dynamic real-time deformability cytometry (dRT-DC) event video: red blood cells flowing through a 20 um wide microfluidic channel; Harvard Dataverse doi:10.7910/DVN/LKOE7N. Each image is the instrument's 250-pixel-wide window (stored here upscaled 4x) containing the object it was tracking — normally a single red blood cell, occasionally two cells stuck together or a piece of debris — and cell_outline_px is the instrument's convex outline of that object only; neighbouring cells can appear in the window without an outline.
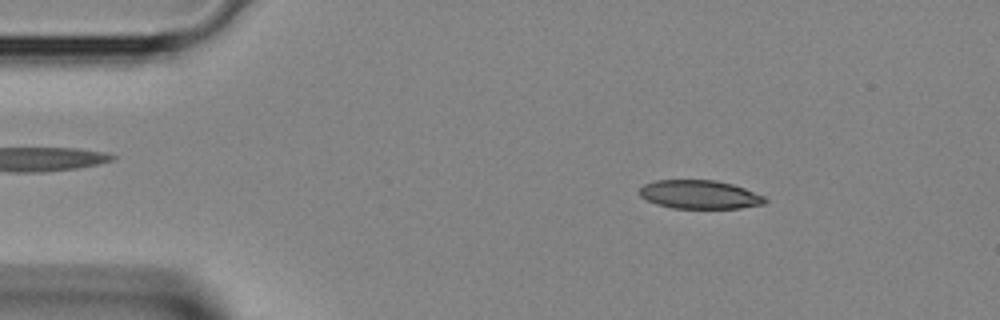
{"species": "Egyptian fruit bat (a non-hibernating species)", "species_latin": "Rousettus aegyptiacus", "temperature_condition": "room temperature", "stored_images_in_passage": 3, "camera_frame_rate_fps": 3000, "um_per_image_px": 0.085, "animal": {"sex": "female"}, "frame": {"image": 1, "passage_image": 2, "time_ms": 0.333, "image_size_px": [1000, 320], "cell_outline_px": [[768, 200], [764, 204], [740, 208], [672, 208], [656, 204], [640, 196], [640, 188], [644, 184], [656, 180], [716, 180], [732, 184], [744, 188], [764, 196]], "centroid_in_image_um": [59.47, 16.53], "position_along_channel_um": 25.5, "area_um2": 20.87}}
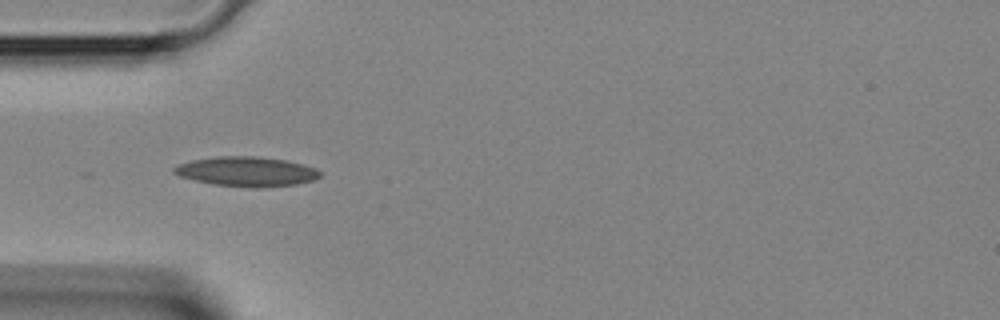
{"frame": {"image": 2, "passage_image": 3, "time_ms": 0.667, "image_size_px": [1000, 320], "cell_outline_px": [[320, 176], [312, 180], [296, 184], [212, 184], [180, 176], [172, 172], [172, 168], [180, 164], [192, 160], [216, 156], [256, 156], [284, 160], [304, 164], [316, 168], [320, 172]], "centroid_in_image_um": [20.92, 14.51], "position_along_channel_um": 64.1, "area_um2": 23.87}}